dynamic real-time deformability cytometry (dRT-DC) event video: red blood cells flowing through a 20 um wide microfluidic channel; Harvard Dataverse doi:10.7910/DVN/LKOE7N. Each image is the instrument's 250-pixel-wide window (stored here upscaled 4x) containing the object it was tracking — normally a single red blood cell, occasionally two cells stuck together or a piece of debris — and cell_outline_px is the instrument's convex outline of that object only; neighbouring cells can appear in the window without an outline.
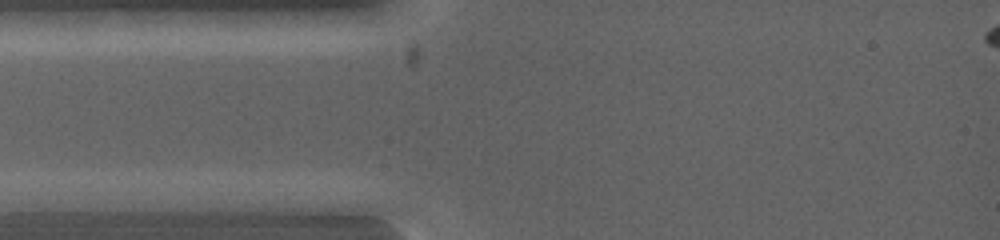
{"species": "common noctule bat (a hibernating species)", "species_latin": "Nyctalus noctula", "temperature_condition": "warm", "stored_images_in_passage": 4, "camera_frame_rate_fps": 5000, "um_per_image_px": 0.085, "animal": {"sex": "female", "body_mass_g": 19.0, "forearm_length_mm": 53.3}, "frame": {"image": 1, "passage_image": 1, "time_ms": 0.0, "image_size_px": [1000, 240], "cell_outline_px": [[124, 200], [116, 208], [88, 212], [20, 212], [12, 200], [20, 192], [88, 192]], "centroid_in_image_um": [5.44, 17.18], "position_along_channel_um": 79.6, "area_um2": 13.7}}